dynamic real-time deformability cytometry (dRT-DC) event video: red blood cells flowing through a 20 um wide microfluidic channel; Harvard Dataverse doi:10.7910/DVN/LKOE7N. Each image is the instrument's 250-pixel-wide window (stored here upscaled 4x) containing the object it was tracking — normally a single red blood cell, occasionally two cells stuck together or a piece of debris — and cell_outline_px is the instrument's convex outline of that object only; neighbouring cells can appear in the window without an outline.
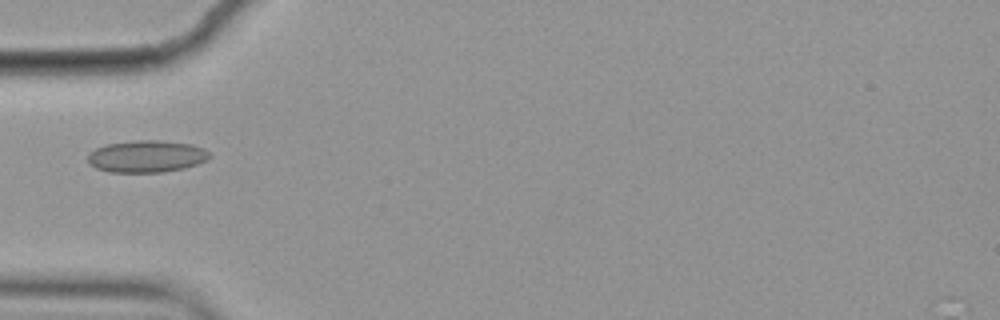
{"species": "common noctule bat (a hibernating species)", "species_latin": "Nyctalus noctula", "temperature_condition": "cold", "stored_images_in_passage": 15, "camera_frame_rate_fps": 3000, "um_per_image_px": 0.085, "animal": {"sex": "female", "body_mass_g": 19.9}, "frame": {"image": 1, "passage_image": 5, "time_ms": 1.333, "image_size_px": [1000, 320], "cell_outline_px": [[212, 156], [196, 164], [184, 168], [160, 172], [108, 172], [96, 168], [88, 164], [88, 156], [96, 148], [104, 144], [136, 140], [160, 140], [192, 144], [204, 148]], "centroid_in_image_um": [12.44, 13.28], "position_along_channel_um": 72.6, "area_um2": 22.72}}
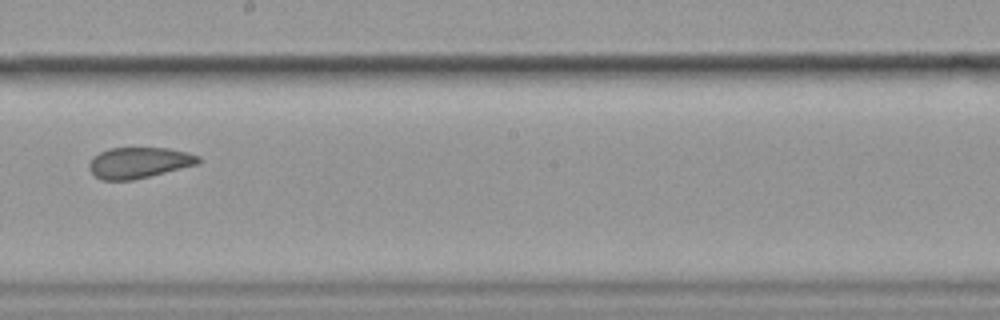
{"frame": {"image": 2, "passage_image": 9, "time_ms": 2.667, "image_size_px": [1000, 320], "cell_outline_px": [[200, 164], [132, 180], [100, 180], [88, 168], [88, 164], [92, 156], [108, 148], [168, 148], [188, 152], [200, 156]], "centroid_in_image_um": [11.81, 13.82], "position_along_channel_um": 236.4, "area_um2": 19.83}}
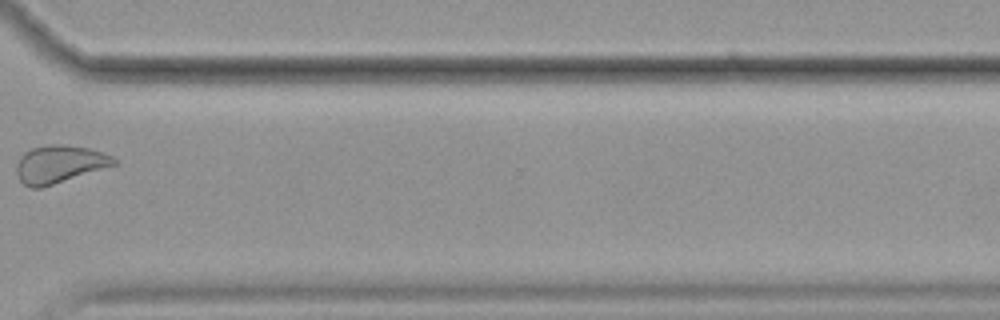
{"frame": {"image": 3, "passage_image": 12, "time_ms": 3.667, "image_size_px": [1000, 320], "cell_outline_px": [[120, 164], [40, 188], [32, 188], [24, 184], [20, 180], [16, 172], [16, 164], [20, 156], [24, 152], [32, 148], [48, 144], [60, 144], [88, 148], [112, 156]], "centroid_in_image_um": [5.05, 13.95], "position_along_channel_um": 365.5, "area_um2": 21.44}}